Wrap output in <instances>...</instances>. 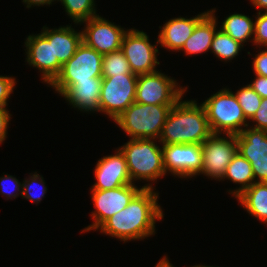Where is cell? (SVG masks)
<instances>
[{
  "mask_svg": "<svg viewBox=\"0 0 267 267\" xmlns=\"http://www.w3.org/2000/svg\"><path fill=\"white\" fill-rule=\"evenodd\" d=\"M155 190L142 188L124 209L108 218L97 230L123 243L155 235L156 221H162L164 217L158 204L159 193Z\"/></svg>",
  "mask_w": 267,
  "mask_h": 267,
  "instance_id": "cell-1",
  "label": "cell"
},
{
  "mask_svg": "<svg viewBox=\"0 0 267 267\" xmlns=\"http://www.w3.org/2000/svg\"><path fill=\"white\" fill-rule=\"evenodd\" d=\"M212 134L204 106L183 97L171 108L159 138L162 145L199 144Z\"/></svg>",
  "mask_w": 267,
  "mask_h": 267,
  "instance_id": "cell-2",
  "label": "cell"
},
{
  "mask_svg": "<svg viewBox=\"0 0 267 267\" xmlns=\"http://www.w3.org/2000/svg\"><path fill=\"white\" fill-rule=\"evenodd\" d=\"M119 149L125 157L128 173L133 184L136 183L135 181L143 180L142 182L146 181L148 183L144 184L142 188L155 189L153 184L166 176L162 144L159 143V140L129 139Z\"/></svg>",
  "mask_w": 267,
  "mask_h": 267,
  "instance_id": "cell-3",
  "label": "cell"
},
{
  "mask_svg": "<svg viewBox=\"0 0 267 267\" xmlns=\"http://www.w3.org/2000/svg\"><path fill=\"white\" fill-rule=\"evenodd\" d=\"M173 106L134 102L114 122L130 139L159 140Z\"/></svg>",
  "mask_w": 267,
  "mask_h": 267,
  "instance_id": "cell-4",
  "label": "cell"
},
{
  "mask_svg": "<svg viewBox=\"0 0 267 267\" xmlns=\"http://www.w3.org/2000/svg\"><path fill=\"white\" fill-rule=\"evenodd\" d=\"M213 134H239L249 124L235 94L229 87L220 89L201 102Z\"/></svg>",
  "mask_w": 267,
  "mask_h": 267,
  "instance_id": "cell-5",
  "label": "cell"
},
{
  "mask_svg": "<svg viewBox=\"0 0 267 267\" xmlns=\"http://www.w3.org/2000/svg\"><path fill=\"white\" fill-rule=\"evenodd\" d=\"M102 59V54L82 42L49 86L61 95L74 81L102 77Z\"/></svg>",
  "mask_w": 267,
  "mask_h": 267,
  "instance_id": "cell-6",
  "label": "cell"
},
{
  "mask_svg": "<svg viewBox=\"0 0 267 267\" xmlns=\"http://www.w3.org/2000/svg\"><path fill=\"white\" fill-rule=\"evenodd\" d=\"M176 79L161 70L137 77L135 102L151 105H175L189 87H182Z\"/></svg>",
  "mask_w": 267,
  "mask_h": 267,
  "instance_id": "cell-7",
  "label": "cell"
},
{
  "mask_svg": "<svg viewBox=\"0 0 267 267\" xmlns=\"http://www.w3.org/2000/svg\"><path fill=\"white\" fill-rule=\"evenodd\" d=\"M136 74H121L102 77L99 112L115 120L135 102Z\"/></svg>",
  "mask_w": 267,
  "mask_h": 267,
  "instance_id": "cell-8",
  "label": "cell"
},
{
  "mask_svg": "<svg viewBox=\"0 0 267 267\" xmlns=\"http://www.w3.org/2000/svg\"><path fill=\"white\" fill-rule=\"evenodd\" d=\"M223 135V136H222ZM202 166L199 175L221 181L227 166L238 152L234 134H211L202 144Z\"/></svg>",
  "mask_w": 267,
  "mask_h": 267,
  "instance_id": "cell-9",
  "label": "cell"
},
{
  "mask_svg": "<svg viewBox=\"0 0 267 267\" xmlns=\"http://www.w3.org/2000/svg\"><path fill=\"white\" fill-rule=\"evenodd\" d=\"M157 47L158 40L153 45L146 32L131 28L123 37L121 50L129 62L132 73L141 75L158 71L156 66L160 65L157 59L160 53Z\"/></svg>",
  "mask_w": 267,
  "mask_h": 267,
  "instance_id": "cell-10",
  "label": "cell"
},
{
  "mask_svg": "<svg viewBox=\"0 0 267 267\" xmlns=\"http://www.w3.org/2000/svg\"><path fill=\"white\" fill-rule=\"evenodd\" d=\"M142 189L136 184L123 185L115 189L91 190L94 211L91 212L92 224L81 229V233L96 231L108 218L124 209L132 198Z\"/></svg>",
  "mask_w": 267,
  "mask_h": 267,
  "instance_id": "cell-11",
  "label": "cell"
},
{
  "mask_svg": "<svg viewBox=\"0 0 267 267\" xmlns=\"http://www.w3.org/2000/svg\"><path fill=\"white\" fill-rule=\"evenodd\" d=\"M84 25L82 42L102 55L121 49L122 40L128 29L116 25L97 15L80 23Z\"/></svg>",
  "mask_w": 267,
  "mask_h": 267,
  "instance_id": "cell-12",
  "label": "cell"
},
{
  "mask_svg": "<svg viewBox=\"0 0 267 267\" xmlns=\"http://www.w3.org/2000/svg\"><path fill=\"white\" fill-rule=\"evenodd\" d=\"M166 174L178 178L197 177L201 172L202 149L199 144L162 145ZM197 175V176H196Z\"/></svg>",
  "mask_w": 267,
  "mask_h": 267,
  "instance_id": "cell-13",
  "label": "cell"
},
{
  "mask_svg": "<svg viewBox=\"0 0 267 267\" xmlns=\"http://www.w3.org/2000/svg\"><path fill=\"white\" fill-rule=\"evenodd\" d=\"M236 137L238 152L250 162L255 182H267V130L247 126Z\"/></svg>",
  "mask_w": 267,
  "mask_h": 267,
  "instance_id": "cell-14",
  "label": "cell"
},
{
  "mask_svg": "<svg viewBox=\"0 0 267 267\" xmlns=\"http://www.w3.org/2000/svg\"><path fill=\"white\" fill-rule=\"evenodd\" d=\"M25 55L29 66L40 72L41 80L49 85L53 82V28L42 27L38 34H29L25 39Z\"/></svg>",
  "mask_w": 267,
  "mask_h": 267,
  "instance_id": "cell-15",
  "label": "cell"
},
{
  "mask_svg": "<svg viewBox=\"0 0 267 267\" xmlns=\"http://www.w3.org/2000/svg\"><path fill=\"white\" fill-rule=\"evenodd\" d=\"M94 177L96 182L91 186V190L115 189L133 184L125 157L119 148L115 150L114 155H106L98 160L94 169Z\"/></svg>",
  "mask_w": 267,
  "mask_h": 267,
  "instance_id": "cell-16",
  "label": "cell"
},
{
  "mask_svg": "<svg viewBox=\"0 0 267 267\" xmlns=\"http://www.w3.org/2000/svg\"><path fill=\"white\" fill-rule=\"evenodd\" d=\"M102 77L74 81L61 95L70 105L81 112H99Z\"/></svg>",
  "mask_w": 267,
  "mask_h": 267,
  "instance_id": "cell-17",
  "label": "cell"
},
{
  "mask_svg": "<svg viewBox=\"0 0 267 267\" xmlns=\"http://www.w3.org/2000/svg\"><path fill=\"white\" fill-rule=\"evenodd\" d=\"M209 12L204 11L195 17H180L171 18L160 28L158 34V44L161 48H166L169 51H179L186 40L192 35L196 24Z\"/></svg>",
  "mask_w": 267,
  "mask_h": 267,
  "instance_id": "cell-18",
  "label": "cell"
},
{
  "mask_svg": "<svg viewBox=\"0 0 267 267\" xmlns=\"http://www.w3.org/2000/svg\"><path fill=\"white\" fill-rule=\"evenodd\" d=\"M81 43V30L78 32L71 24L53 29V81Z\"/></svg>",
  "mask_w": 267,
  "mask_h": 267,
  "instance_id": "cell-19",
  "label": "cell"
},
{
  "mask_svg": "<svg viewBox=\"0 0 267 267\" xmlns=\"http://www.w3.org/2000/svg\"><path fill=\"white\" fill-rule=\"evenodd\" d=\"M216 9L209 12L196 24L192 35L186 40L183 47L178 51H183L185 55H198L210 51L215 32L219 29L218 18L215 16Z\"/></svg>",
  "mask_w": 267,
  "mask_h": 267,
  "instance_id": "cell-20",
  "label": "cell"
},
{
  "mask_svg": "<svg viewBox=\"0 0 267 267\" xmlns=\"http://www.w3.org/2000/svg\"><path fill=\"white\" fill-rule=\"evenodd\" d=\"M249 215L267 225V182H255L236 197Z\"/></svg>",
  "mask_w": 267,
  "mask_h": 267,
  "instance_id": "cell-21",
  "label": "cell"
},
{
  "mask_svg": "<svg viewBox=\"0 0 267 267\" xmlns=\"http://www.w3.org/2000/svg\"><path fill=\"white\" fill-rule=\"evenodd\" d=\"M225 180H229L234 184H239L238 188L228 190V193L235 198L255 183L250 162L239 152L236 153L227 166L226 172L221 181Z\"/></svg>",
  "mask_w": 267,
  "mask_h": 267,
  "instance_id": "cell-22",
  "label": "cell"
},
{
  "mask_svg": "<svg viewBox=\"0 0 267 267\" xmlns=\"http://www.w3.org/2000/svg\"><path fill=\"white\" fill-rule=\"evenodd\" d=\"M224 21L221 22L222 25L219 28L229 36H231L235 41L239 42L243 46L245 42L251 41L253 44L254 36V21L255 19L250 16L244 15L242 13L229 14L224 17Z\"/></svg>",
  "mask_w": 267,
  "mask_h": 267,
  "instance_id": "cell-23",
  "label": "cell"
},
{
  "mask_svg": "<svg viewBox=\"0 0 267 267\" xmlns=\"http://www.w3.org/2000/svg\"><path fill=\"white\" fill-rule=\"evenodd\" d=\"M244 46L224 33L220 28L215 32L210 52L220 61L229 62L239 55Z\"/></svg>",
  "mask_w": 267,
  "mask_h": 267,
  "instance_id": "cell-24",
  "label": "cell"
},
{
  "mask_svg": "<svg viewBox=\"0 0 267 267\" xmlns=\"http://www.w3.org/2000/svg\"><path fill=\"white\" fill-rule=\"evenodd\" d=\"M58 2H61L66 14L76 25L99 15L96 12L95 0H58Z\"/></svg>",
  "mask_w": 267,
  "mask_h": 267,
  "instance_id": "cell-25",
  "label": "cell"
},
{
  "mask_svg": "<svg viewBox=\"0 0 267 267\" xmlns=\"http://www.w3.org/2000/svg\"><path fill=\"white\" fill-rule=\"evenodd\" d=\"M121 74H134L122 50L120 49L103 55L102 77H111Z\"/></svg>",
  "mask_w": 267,
  "mask_h": 267,
  "instance_id": "cell-26",
  "label": "cell"
},
{
  "mask_svg": "<svg viewBox=\"0 0 267 267\" xmlns=\"http://www.w3.org/2000/svg\"><path fill=\"white\" fill-rule=\"evenodd\" d=\"M45 185L43 176L39 175L37 171L30 173L29 177L23 180L21 197L38 205L47 193V186ZM37 187H39V189H37Z\"/></svg>",
  "mask_w": 267,
  "mask_h": 267,
  "instance_id": "cell-27",
  "label": "cell"
},
{
  "mask_svg": "<svg viewBox=\"0 0 267 267\" xmlns=\"http://www.w3.org/2000/svg\"><path fill=\"white\" fill-rule=\"evenodd\" d=\"M233 93L235 94V97L242 108L244 116L249 121L261 104V96L254 91L249 84L244 85L243 87L239 88L236 93Z\"/></svg>",
  "mask_w": 267,
  "mask_h": 267,
  "instance_id": "cell-28",
  "label": "cell"
},
{
  "mask_svg": "<svg viewBox=\"0 0 267 267\" xmlns=\"http://www.w3.org/2000/svg\"><path fill=\"white\" fill-rule=\"evenodd\" d=\"M254 21L253 45L267 47V12H257Z\"/></svg>",
  "mask_w": 267,
  "mask_h": 267,
  "instance_id": "cell-29",
  "label": "cell"
},
{
  "mask_svg": "<svg viewBox=\"0 0 267 267\" xmlns=\"http://www.w3.org/2000/svg\"><path fill=\"white\" fill-rule=\"evenodd\" d=\"M10 183V186H8ZM22 183L16 177L5 174L0 177V193L6 200H13L22 195ZM12 186V187H11ZM11 187V188H9ZM9 188V189H8Z\"/></svg>",
  "mask_w": 267,
  "mask_h": 267,
  "instance_id": "cell-30",
  "label": "cell"
},
{
  "mask_svg": "<svg viewBox=\"0 0 267 267\" xmlns=\"http://www.w3.org/2000/svg\"><path fill=\"white\" fill-rule=\"evenodd\" d=\"M16 78L0 75V108H7L9 98L14 93Z\"/></svg>",
  "mask_w": 267,
  "mask_h": 267,
  "instance_id": "cell-31",
  "label": "cell"
},
{
  "mask_svg": "<svg viewBox=\"0 0 267 267\" xmlns=\"http://www.w3.org/2000/svg\"><path fill=\"white\" fill-rule=\"evenodd\" d=\"M248 122V126L251 128L267 130V98H262L258 110ZM250 122H253L254 124ZM250 124H252V126Z\"/></svg>",
  "mask_w": 267,
  "mask_h": 267,
  "instance_id": "cell-32",
  "label": "cell"
},
{
  "mask_svg": "<svg viewBox=\"0 0 267 267\" xmlns=\"http://www.w3.org/2000/svg\"><path fill=\"white\" fill-rule=\"evenodd\" d=\"M261 50V51H259ZM258 53L255 54L253 62H252V68L254 74L258 76H265L267 77V47H263V49H260L259 47Z\"/></svg>",
  "mask_w": 267,
  "mask_h": 267,
  "instance_id": "cell-33",
  "label": "cell"
},
{
  "mask_svg": "<svg viewBox=\"0 0 267 267\" xmlns=\"http://www.w3.org/2000/svg\"><path fill=\"white\" fill-rule=\"evenodd\" d=\"M11 116L7 108H0V144L4 143L7 138Z\"/></svg>",
  "mask_w": 267,
  "mask_h": 267,
  "instance_id": "cell-34",
  "label": "cell"
},
{
  "mask_svg": "<svg viewBox=\"0 0 267 267\" xmlns=\"http://www.w3.org/2000/svg\"><path fill=\"white\" fill-rule=\"evenodd\" d=\"M249 85L261 98H267V77L255 74L253 81H250Z\"/></svg>",
  "mask_w": 267,
  "mask_h": 267,
  "instance_id": "cell-35",
  "label": "cell"
},
{
  "mask_svg": "<svg viewBox=\"0 0 267 267\" xmlns=\"http://www.w3.org/2000/svg\"><path fill=\"white\" fill-rule=\"evenodd\" d=\"M55 1L58 2V0H22L23 4H25L26 8L28 9L34 6H38V7L44 6V5L52 6V4H54L53 2Z\"/></svg>",
  "mask_w": 267,
  "mask_h": 267,
  "instance_id": "cell-36",
  "label": "cell"
},
{
  "mask_svg": "<svg viewBox=\"0 0 267 267\" xmlns=\"http://www.w3.org/2000/svg\"><path fill=\"white\" fill-rule=\"evenodd\" d=\"M250 2L258 12H267V0H250Z\"/></svg>",
  "mask_w": 267,
  "mask_h": 267,
  "instance_id": "cell-37",
  "label": "cell"
},
{
  "mask_svg": "<svg viewBox=\"0 0 267 267\" xmlns=\"http://www.w3.org/2000/svg\"><path fill=\"white\" fill-rule=\"evenodd\" d=\"M155 267H175V266H173V264L170 263L168 257L164 255L162 258H160Z\"/></svg>",
  "mask_w": 267,
  "mask_h": 267,
  "instance_id": "cell-38",
  "label": "cell"
},
{
  "mask_svg": "<svg viewBox=\"0 0 267 267\" xmlns=\"http://www.w3.org/2000/svg\"><path fill=\"white\" fill-rule=\"evenodd\" d=\"M191 267H215V266H210V265L208 266V265H206V264H205V265H202V264L200 265V264H198V265H194V266H191ZM217 267H219V266H217Z\"/></svg>",
  "mask_w": 267,
  "mask_h": 267,
  "instance_id": "cell-39",
  "label": "cell"
}]
</instances>
